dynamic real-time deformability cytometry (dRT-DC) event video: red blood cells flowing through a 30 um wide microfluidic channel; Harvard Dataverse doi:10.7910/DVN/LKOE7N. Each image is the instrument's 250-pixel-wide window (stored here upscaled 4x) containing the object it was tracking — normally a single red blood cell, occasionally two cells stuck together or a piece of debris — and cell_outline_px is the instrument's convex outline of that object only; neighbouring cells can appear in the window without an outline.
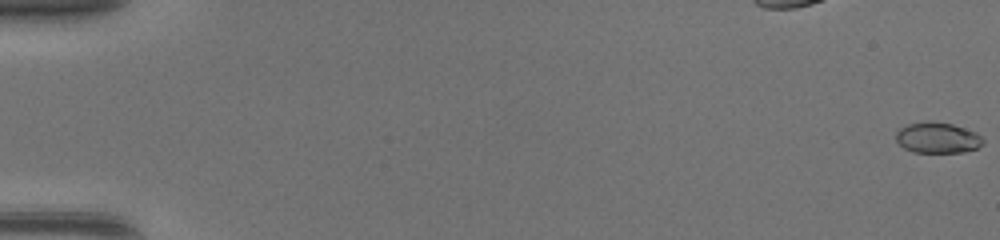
{"species": "common noctule bat (a hibernating species)", "species_latin": "Nyctalus noctula", "temperature_condition": "warm", "stored_images_in_passage": 50, "camera_frame_rate_fps": 3000, "um_per_image_px": 0.085, "animal": {"sex": "female", "body_mass_g": 17.0, "forearm_length_mm": 48.0}, "frame": {"image": 1, "passage_image": 1, "time_ms": 0.0, "image_size_px": [1000, 240], "cell_outline_px": [[984, 144], [976, 148], [964, 152], [912, 152], [904, 148], [896, 140], [896, 132], [900, 128], [908, 124], [928, 120], [952, 124], [976, 132], [984, 140]], "centroid_in_image_um": [79.69, 11.7], "position_along_channel_um": 5.3, "area_um2": 15.66}}
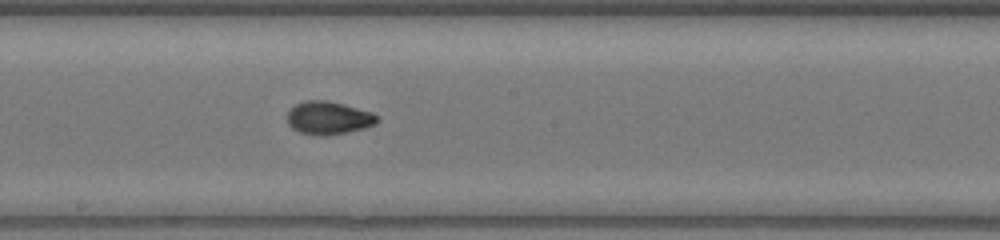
{"frame": {"image": 2, "passage_image": 29, "time_ms": 9.333, "image_size_px": [1000, 240], "cell_outline_px": [[380, 120], [376, 124], [364, 128], [348, 132], [324, 136], [300, 132], [292, 128], [288, 124], [288, 112], [296, 104], [304, 100], [324, 100], [344, 104], [372, 112]], "centroid_in_image_um": [27.94, 10.02], "position_along_channel_um": 220.3, "area_um2": 17.22}}
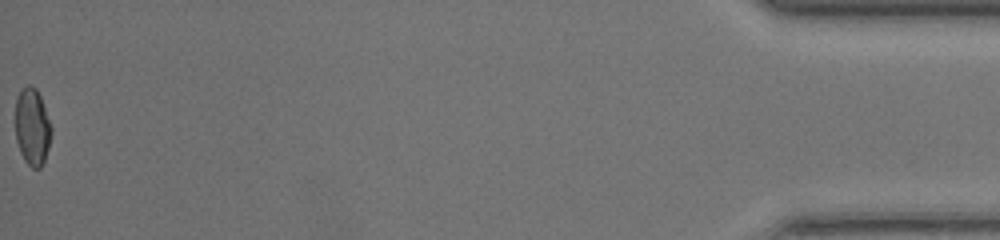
{"frame": {"image": 3, "passage_image": 50, "time_ms": 16.333, "image_size_px": [1000, 240], "cell_outline_px": [[52, 132], [48, 148], [44, 160], [40, 168], [32, 168], [24, 160], [20, 152], [16, 140], [16, 96], [20, 88], [28, 84], [36, 88], [40, 96], [52, 128]], "centroid_in_image_um": [2.73, 10.76], "position_along_channel_um": 432.5, "area_um2": 16.18}, "authors_computed_cell_mechanics": {"area_um2": 16.2996, "velocity_mm_per_s": 4.4106, "shape_relaxation_time_tau1_ms": 9.9344, "shape_relaxation_time_tau2_ms": null, "deformation_change_tau1": 0.2806, "deformation_change_tau2": null}}